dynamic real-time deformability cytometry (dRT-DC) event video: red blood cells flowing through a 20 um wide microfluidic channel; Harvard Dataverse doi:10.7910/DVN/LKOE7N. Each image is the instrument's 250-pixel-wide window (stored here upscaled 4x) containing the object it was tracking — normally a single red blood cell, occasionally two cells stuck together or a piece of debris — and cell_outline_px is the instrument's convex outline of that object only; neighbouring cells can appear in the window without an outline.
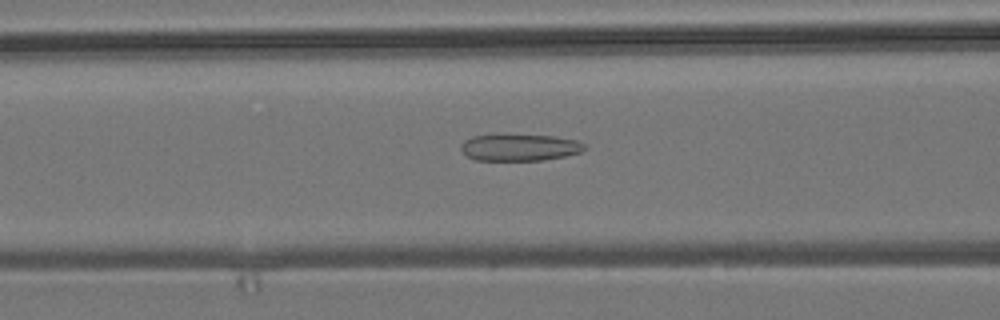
{"species": "common noctule bat (a hibernating species)", "species_latin": "Nyctalus noctula", "temperature_condition": "room temperature", "stored_images_in_passage": 12, "camera_frame_rate_fps": 3000, "um_per_image_px": 0.085, "animal": {"sex": "male", "body_mass_g": 19.2, "forearm_length_mm": 51.8}, "frame": {"image": 1, "passage_image": 8, "time_ms": 2.333, "image_size_px": [1000, 320], "cell_outline_px": [[588, 148], [580, 152], [564, 156], [544, 160], [476, 160], [468, 156], [460, 148], [460, 144], [464, 140], [472, 136], [504, 132], [552, 136], [580, 140]], "centroid_in_image_um": [44.16, 12.48], "position_along_channel_um": 122.4, "area_um2": 20.06}}
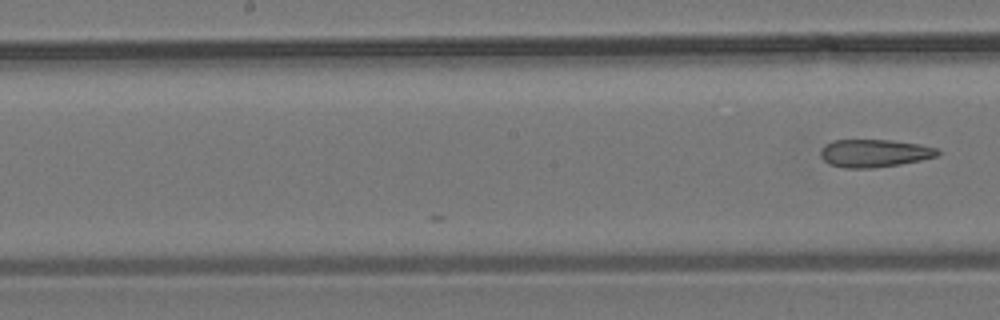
{"frame": {"image": 2, "passage_image": 12, "time_ms": 3.667, "image_size_px": [1000, 320], "cell_outline_px": [[940, 152], [936, 156], [920, 160], [900, 164], [872, 168], [844, 168], [828, 164], [820, 156], [820, 148], [824, 144], [832, 140], [888, 140], [920, 144], [936, 148]], "centroid_in_image_um": [74.26, 13.02], "position_along_channel_um": 173.9, "area_um2": 19.02}}